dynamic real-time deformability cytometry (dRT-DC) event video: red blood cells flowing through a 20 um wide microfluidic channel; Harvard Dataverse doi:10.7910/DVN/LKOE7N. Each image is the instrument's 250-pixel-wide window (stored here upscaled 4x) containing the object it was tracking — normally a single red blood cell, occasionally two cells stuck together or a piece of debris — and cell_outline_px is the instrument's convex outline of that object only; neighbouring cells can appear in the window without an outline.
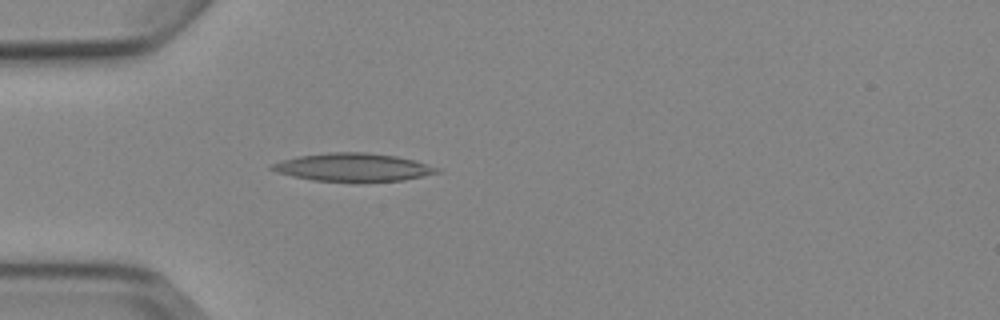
{"species": "Egyptian fruit bat (a non-hibernating species)", "species_latin": "Rousettus aegyptiacus", "temperature_condition": "cold", "stored_images_in_passage": 5, "camera_frame_rate_fps": 3000, "um_per_image_px": 0.085, "animal": {"sex": "female"}, "frame": {"image": 1, "passage_image": 5, "time_ms": 4.667, "image_size_px": [1000, 320], "cell_outline_px": [[444, 172], [404, 180], [312, 180], [292, 176], [276, 172], [268, 168], [268, 164], [280, 160], [300, 156], [328, 152], [364, 152], [396, 156], [416, 160], [440, 168]], "centroid_in_image_um": [30.02, 14.2], "position_along_channel_um": 55.0, "area_um2": 26.82}}